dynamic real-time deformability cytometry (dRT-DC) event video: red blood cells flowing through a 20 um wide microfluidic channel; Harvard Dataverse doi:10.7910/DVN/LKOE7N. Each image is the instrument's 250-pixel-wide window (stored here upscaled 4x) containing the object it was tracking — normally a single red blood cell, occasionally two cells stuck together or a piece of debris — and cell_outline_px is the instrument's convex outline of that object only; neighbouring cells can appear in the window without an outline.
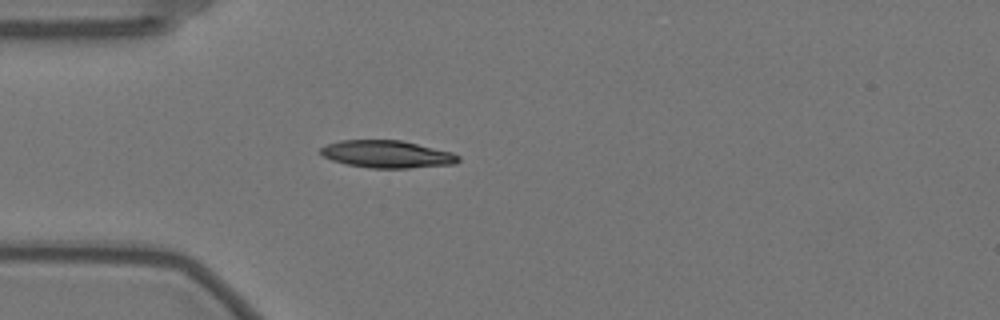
{"species": "Egyptian fruit bat (a non-hibernating species)", "species_latin": "Rousettus aegyptiacus", "temperature_condition": "warm", "stored_images_in_passage": 30, "camera_frame_rate_fps": 3000, "um_per_image_px": 0.085, "animal": {"sex": "female"}, "frame": {"image": 1, "passage_image": 1, "time_ms": 0.0, "image_size_px": [1000, 320], "cell_outline_px": [[460, 160], [456, 164], [408, 168], [372, 168], [344, 164], [332, 160], [324, 156], [320, 152], [320, 148], [328, 144], [340, 140], [400, 140], [452, 152], [460, 156]], "centroid_in_image_um": [32.91, 13.11], "position_along_channel_um": 52.1, "area_um2": 21.96}}
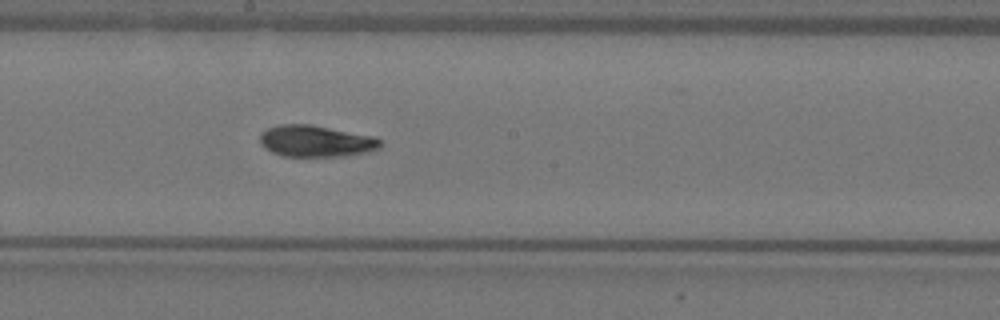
{"frame": {"image": 2, "passage_image": 16, "time_ms": 5.0, "image_size_px": [1000, 320], "cell_outline_px": [[380, 148], [364, 152], [344, 156], [284, 156], [272, 152], [264, 148], [260, 144], [260, 132], [268, 128], [280, 124], [312, 124], [376, 136], [380, 140]], "centroid_in_image_um": [26.83, 11.98], "position_along_channel_um": 221.4, "area_um2": 22.25}}
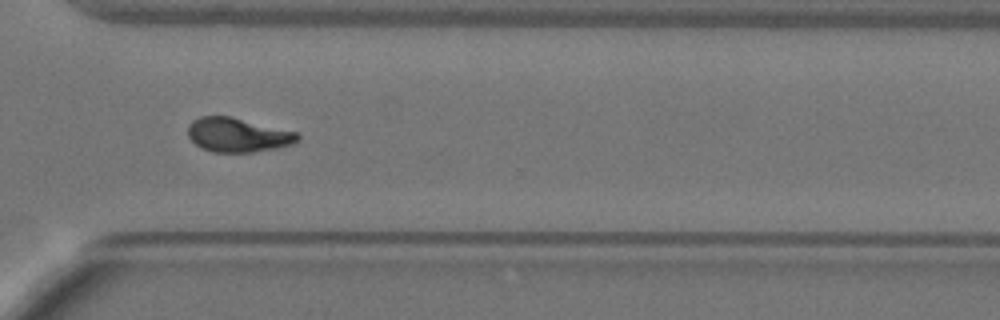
{"frame": {"image": 3, "passage_image": 27, "time_ms": 8.667, "image_size_px": [1000, 320], "cell_outline_px": [[300, 140], [292, 144], [280, 148], [252, 152], [212, 152], [200, 148], [188, 136], [188, 124], [192, 120], [200, 116], [232, 116], [296, 132], [300, 136]], "centroid_in_image_um": [20.21, 11.47], "position_along_channel_um": 350.4, "area_um2": 22.08}, "authors_computed_cell_mechanics": {"area_um2": 22.0507, "velocity_mm_per_s": 3.5313, "shape_relaxation_time_tau1_ms": 5.9033, "shape_relaxation_time_tau2_ms": 4.5485, "deformation_change_tau1": 0.1984, "deformation_change_tau2": 0.0835}}